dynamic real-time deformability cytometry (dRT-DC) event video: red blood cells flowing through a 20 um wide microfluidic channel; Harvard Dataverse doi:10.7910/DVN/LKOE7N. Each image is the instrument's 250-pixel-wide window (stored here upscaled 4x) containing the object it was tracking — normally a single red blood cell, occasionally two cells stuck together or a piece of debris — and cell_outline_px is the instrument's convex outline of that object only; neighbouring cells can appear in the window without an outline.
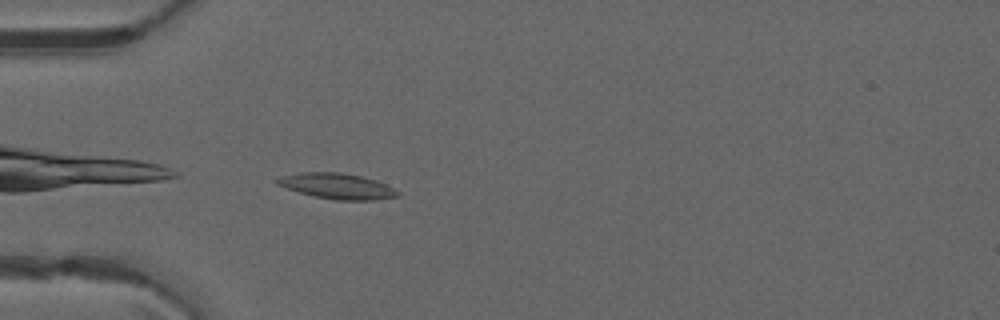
{"species": "common noctule bat (a hibernating species)", "species_latin": "Nyctalus noctula", "temperature_condition": "warm", "stored_images_in_passage": 37, "camera_frame_rate_fps": 3000, "um_per_image_px": 0.085, "animal": {"sex": "male", "forearm_length_mm": 52.5}, "frame": {"image": 1, "passage_image": 1, "time_ms": 0.0, "image_size_px": [1000, 320], "cell_outline_px": [[400, 196], [376, 200], [336, 200], [316, 196], [300, 192], [276, 184], [272, 180], [280, 176], [300, 172], [340, 172], [360, 176], [376, 180], [400, 192]], "centroid_in_image_um": [28.64, 15.81], "position_along_channel_um": 56.4, "area_um2": 17.92}}
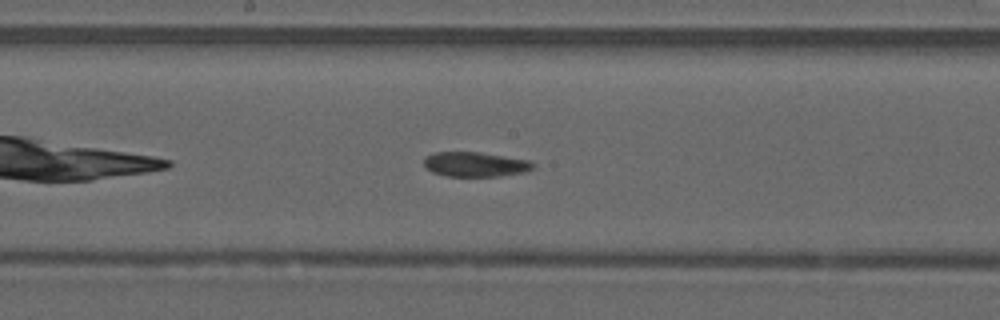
{"frame": {"image": 2, "passage_image": 13, "time_ms": 4.0, "image_size_px": [1000, 320], "cell_outline_px": [[536, 168], [524, 172], [500, 176], [448, 176], [432, 172], [424, 168], [424, 156], [432, 152], [480, 152], [532, 160], [536, 164]], "centroid_in_image_um": [40.42, 13.96], "position_along_channel_um": 207.8, "area_um2": 16.07}}
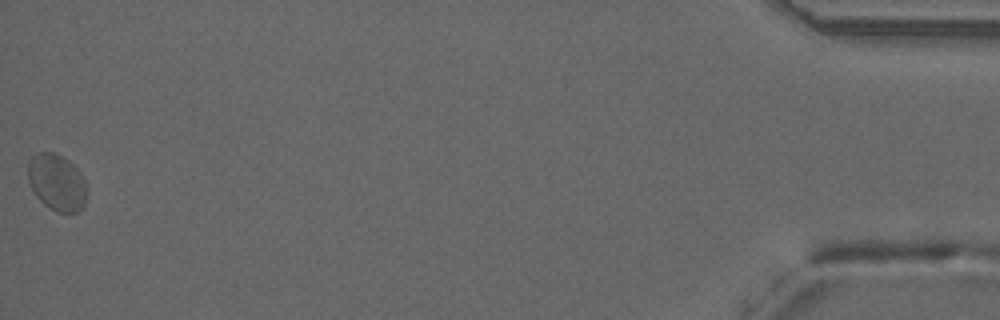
{"frame": {"image": 3, "passage_image": 37, "time_ms": 12.0, "image_size_px": [1000, 320], "cell_outline_px": [[88, 192], [84, 204], [76, 212], [56, 212], [44, 204], [36, 196], [28, 180], [28, 160], [32, 156], [40, 152], [56, 152], [68, 160], [80, 172], [88, 188]], "centroid_in_image_um": [4.84, 15.49], "position_along_channel_um": 430.4, "area_um2": 19.48}, "authors_computed_cell_mechanics": {"area_um2": 16.8776, "velocity_mm_per_s": 3.9908, "shape_relaxation_time_tau1_ms": null, "shape_relaxation_time_tau2_ms": 1.6227, "deformation_change_tau1": null, "deformation_change_tau2": 0.0618}}